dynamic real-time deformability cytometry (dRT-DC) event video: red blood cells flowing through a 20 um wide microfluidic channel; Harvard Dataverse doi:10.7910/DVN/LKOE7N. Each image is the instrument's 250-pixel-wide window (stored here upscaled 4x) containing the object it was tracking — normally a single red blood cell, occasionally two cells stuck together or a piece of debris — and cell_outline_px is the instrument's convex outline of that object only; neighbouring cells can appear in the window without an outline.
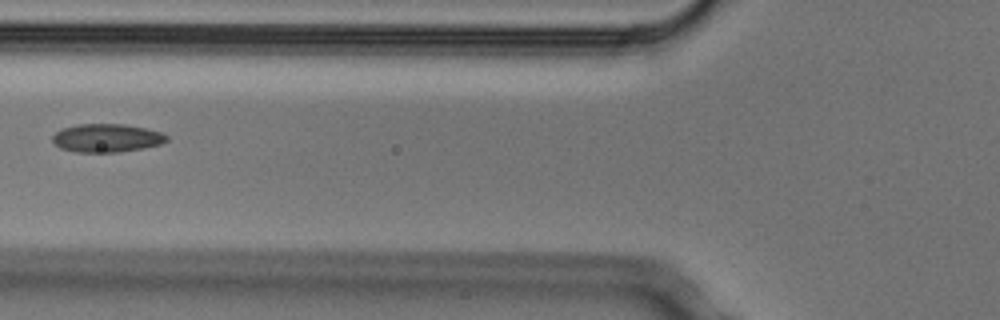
{"species": "Egyptian fruit bat (a non-hibernating species)", "species_latin": "Rousettus aegyptiacus", "temperature_condition": "cold", "stored_images_in_passage": 5, "camera_frame_rate_fps": 3000, "um_per_image_px": 0.085, "animal": {"sex": "male"}, "frame": {"image": 1, "passage_image": 4, "time_ms": 1.0, "image_size_px": [1000, 320], "cell_outline_px": [[168, 140], [160, 144], [144, 148], [120, 152], [76, 152], [60, 148], [52, 140], [52, 136], [60, 128], [76, 124], [124, 124], [144, 128], [160, 132], [168, 136]], "centroid_in_image_um": [9.04, 11.73], "position_along_channel_um": 116.8, "area_um2": 18.9}}
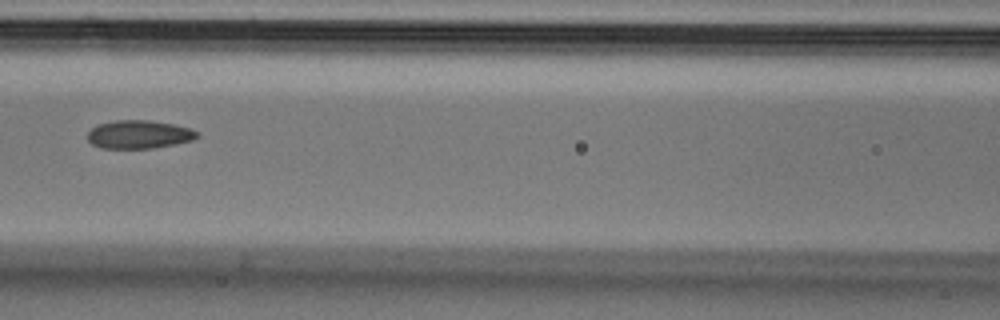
{"frame": {"image": 2, "passage_image": 5, "time_ms": 1.333, "image_size_px": [1000, 320], "cell_outline_px": [[200, 136], [192, 140], [176, 144], [152, 148], [100, 148], [92, 144], [88, 140], [88, 132], [92, 128], [100, 124], [116, 120], [148, 120], [172, 124], [188, 128], [200, 132]], "centroid_in_image_um": [11.83, 11.43], "position_along_channel_um": 154.8, "area_um2": 17.98}}